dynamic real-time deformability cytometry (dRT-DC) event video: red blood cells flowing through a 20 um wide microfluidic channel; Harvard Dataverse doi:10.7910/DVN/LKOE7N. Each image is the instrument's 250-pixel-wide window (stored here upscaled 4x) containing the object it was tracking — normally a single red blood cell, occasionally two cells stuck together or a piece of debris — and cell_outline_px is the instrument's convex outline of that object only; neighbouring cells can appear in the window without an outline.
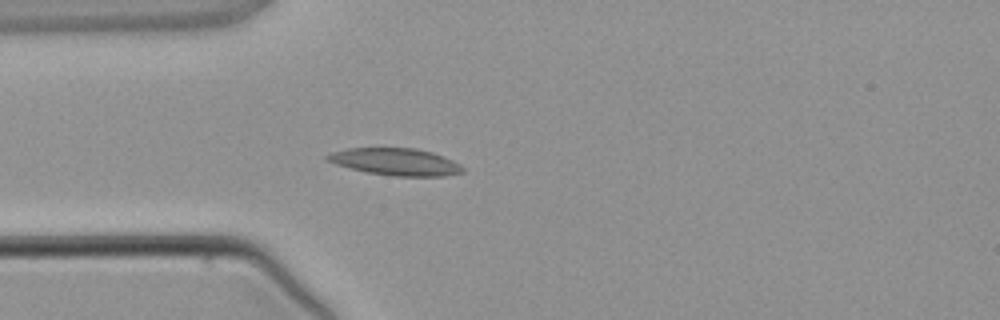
{"species": "common noctule bat (a hibernating species)", "species_latin": "Nyctalus noctula", "temperature_condition": "warm", "stored_images_in_passage": 4, "camera_frame_rate_fps": 3000, "um_per_image_px": 0.085, "animal": {"sex": "male", "body_mass_g": 21.5, "forearm_length_mm": 52.0}, "frame": {"image": 1, "passage_image": 4, "time_ms": 3.667, "image_size_px": [1000, 320], "cell_outline_px": [[464, 172], [444, 176], [392, 176], [364, 172], [336, 164], [324, 160], [324, 156], [332, 152], [348, 148], [416, 148], [432, 152], [444, 156], [460, 164], [464, 168]], "centroid_in_image_um": [33.61, 13.75], "position_along_channel_um": 51.4, "area_um2": 21.56}}